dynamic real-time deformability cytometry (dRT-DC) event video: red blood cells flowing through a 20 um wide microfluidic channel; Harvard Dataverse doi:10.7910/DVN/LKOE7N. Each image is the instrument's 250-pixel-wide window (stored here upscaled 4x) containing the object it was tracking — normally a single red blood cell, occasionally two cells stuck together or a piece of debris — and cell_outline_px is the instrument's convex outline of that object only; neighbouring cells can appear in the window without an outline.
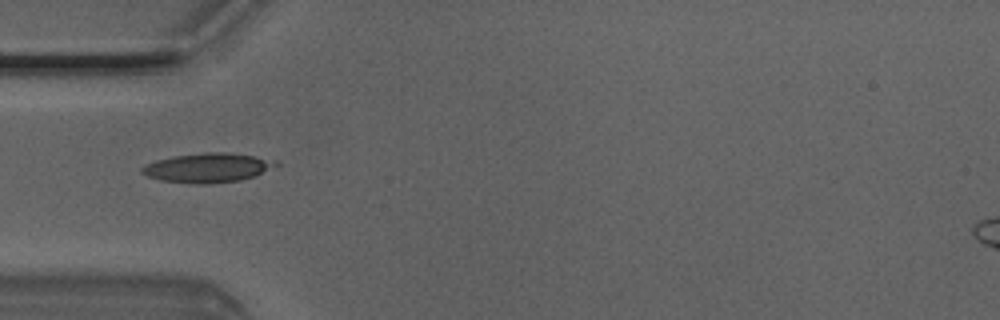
{"species": "Egyptian fruit bat (a non-hibernating species)", "species_latin": "Rousettus aegyptiacus", "temperature_condition": "room temperature", "stored_images_in_passage": 7, "camera_frame_rate_fps": 3000, "um_per_image_px": 0.085, "animal": {"sex": "male"}, "frame": {"image": 1, "passage_image": 5, "time_ms": 1.333, "image_size_px": [1000, 320], "cell_outline_px": [[280, 164], [252, 176], [240, 180], [204, 184], [196, 184], [160, 180], [148, 176], [140, 172], [140, 168], [144, 164], [156, 160], [176, 156], [204, 152], [224, 152], [256, 156]], "centroid_in_image_um": [17.56, 14.26], "position_along_channel_um": 67.4, "area_um2": 22.48}}